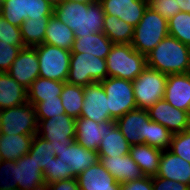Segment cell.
I'll use <instances>...</instances> for the list:
<instances>
[{"label":"cell","instance_id":"obj_19","mask_svg":"<svg viewBox=\"0 0 190 190\" xmlns=\"http://www.w3.org/2000/svg\"><path fill=\"white\" fill-rule=\"evenodd\" d=\"M99 162L120 184L145 177L130 153L117 157H99Z\"/></svg>","mask_w":190,"mask_h":190},{"label":"cell","instance_id":"obj_37","mask_svg":"<svg viewBox=\"0 0 190 190\" xmlns=\"http://www.w3.org/2000/svg\"><path fill=\"white\" fill-rule=\"evenodd\" d=\"M69 167L70 165L64 163L56 156L52 158L51 163L46 165L42 170L46 186L56 181L66 180L68 178H77Z\"/></svg>","mask_w":190,"mask_h":190},{"label":"cell","instance_id":"obj_44","mask_svg":"<svg viewBox=\"0 0 190 190\" xmlns=\"http://www.w3.org/2000/svg\"><path fill=\"white\" fill-rule=\"evenodd\" d=\"M153 190H190V186L158 176L152 177Z\"/></svg>","mask_w":190,"mask_h":190},{"label":"cell","instance_id":"obj_30","mask_svg":"<svg viewBox=\"0 0 190 190\" xmlns=\"http://www.w3.org/2000/svg\"><path fill=\"white\" fill-rule=\"evenodd\" d=\"M64 82L47 78H36L27 89V102L32 106L45 100L58 99L63 89Z\"/></svg>","mask_w":190,"mask_h":190},{"label":"cell","instance_id":"obj_9","mask_svg":"<svg viewBox=\"0 0 190 190\" xmlns=\"http://www.w3.org/2000/svg\"><path fill=\"white\" fill-rule=\"evenodd\" d=\"M108 98V112L117 120L127 112L136 109L132 81L117 77H107L100 82Z\"/></svg>","mask_w":190,"mask_h":190},{"label":"cell","instance_id":"obj_45","mask_svg":"<svg viewBox=\"0 0 190 190\" xmlns=\"http://www.w3.org/2000/svg\"><path fill=\"white\" fill-rule=\"evenodd\" d=\"M121 190H153L152 177L145 176L141 179L121 184Z\"/></svg>","mask_w":190,"mask_h":190},{"label":"cell","instance_id":"obj_49","mask_svg":"<svg viewBox=\"0 0 190 190\" xmlns=\"http://www.w3.org/2000/svg\"><path fill=\"white\" fill-rule=\"evenodd\" d=\"M47 2H49L50 4H52L54 7L56 6V4L60 1V0H45Z\"/></svg>","mask_w":190,"mask_h":190},{"label":"cell","instance_id":"obj_17","mask_svg":"<svg viewBox=\"0 0 190 190\" xmlns=\"http://www.w3.org/2000/svg\"><path fill=\"white\" fill-rule=\"evenodd\" d=\"M15 181L18 190H45L43 171L27 153L15 161Z\"/></svg>","mask_w":190,"mask_h":190},{"label":"cell","instance_id":"obj_8","mask_svg":"<svg viewBox=\"0 0 190 190\" xmlns=\"http://www.w3.org/2000/svg\"><path fill=\"white\" fill-rule=\"evenodd\" d=\"M167 74L147 67L132 81L137 108L148 109L164 98Z\"/></svg>","mask_w":190,"mask_h":190},{"label":"cell","instance_id":"obj_43","mask_svg":"<svg viewBox=\"0 0 190 190\" xmlns=\"http://www.w3.org/2000/svg\"><path fill=\"white\" fill-rule=\"evenodd\" d=\"M148 2L149 7L167 20L180 11V7L176 0H148Z\"/></svg>","mask_w":190,"mask_h":190},{"label":"cell","instance_id":"obj_42","mask_svg":"<svg viewBox=\"0 0 190 190\" xmlns=\"http://www.w3.org/2000/svg\"><path fill=\"white\" fill-rule=\"evenodd\" d=\"M25 46H13L0 40V72H7Z\"/></svg>","mask_w":190,"mask_h":190},{"label":"cell","instance_id":"obj_13","mask_svg":"<svg viewBox=\"0 0 190 190\" xmlns=\"http://www.w3.org/2000/svg\"><path fill=\"white\" fill-rule=\"evenodd\" d=\"M149 115L146 109H133L115 122L125 137L126 141L132 146L137 144H147V131Z\"/></svg>","mask_w":190,"mask_h":190},{"label":"cell","instance_id":"obj_5","mask_svg":"<svg viewBox=\"0 0 190 190\" xmlns=\"http://www.w3.org/2000/svg\"><path fill=\"white\" fill-rule=\"evenodd\" d=\"M107 77L106 59L89 53H71L66 82L85 87L95 82H101Z\"/></svg>","mask_w":190,"mask_h":190},{"label":"cell","instance_id":"obj_27","mask_svg":"<svg viewBox=\"0 0 190 190\" xmlns=\"http://www.w3.org/2000/svg\"><path fill=\"white\" fill-rule=\"evenodd\" d=\"M35 135H7L0 134L1 160L17 161L31 149Z\"/></svg>","mask_w":190,"mask_h":190},{"label":"cell","instance_id":"obj_22","mask_svg":"<svg viewBox=\"0 0 190 190\" xmlns=\"http://www.w3.org/2000/svg\"><path fill=\"white\" fill-rule=\"evenodd\" d=\"M56 157L70 165V170L78 176L80 173L99 162L97 151L89 150L74 141L68 148L55 152Z\"/></svg>","mask_w":190,"mask_h":190},{"label":"cell","instance_id":"obj_6","mask_svg":"<svg viewBox=\"0 0 190 190\" xmlns=\"http://www.w3.org/2000/svg\"><path fill=\"white\" fill-rule=\"evenodd\" d=\"M39 137L51 142L55 152L68 148L75 141L76 119L66 113L50 119H37Z\"/></svg>","mask_w":190,"mask_h":190},{"label":"cell","instance_id":"obj_18","mask_svg":"<svg viewBox=\"0 0 190 190\" xmlns=\"http://www.w3.org/2000/svg\"><path fill=\"white\" fill-rule=\"evenodd\" d=\"M164 99L190 114V72L167 75Z\"/></svg>","mask_w":190,"mask_h":190},{"label":"cell","instance_id":"obj_16","mask_svg":"<svg viewBox=\"0 0 190 190\" xmlns=\"http://www.w3.org/2000/svg\"><path fill=\"white\" fill-rule=\"evenodd\" d=\"M105 14L114 15L135 27L149 6L148 0H99Z\"/></svg>","mask_w":190,"mask_h":190},{"label":"cell","instance_id":"obj_15","mask_svg":"<svg viewBox=\"0 0 190 190\" xmlns=\"http://www.w3.org/2000/svg\"><path fill=\"white\" fill-rule=\"evenodd\" d=\"M7 73L28 89L33 81L39 77L37 50L33 47L21 49Z\"/></svg>","mask_w":190,"mask_h":190},{"label":"cell","instance_id":"obj_4","mask_svg":"<svg viewBox=\"0 0 190 190\" xmlns=\"http://www.w3.org/2000/svg\"><path fill=\"white\" fill-rule=\"evenodd\" d=\"M168 35V20L148 6L134 27L131 46L146 56Z\"/></svg>","mask_w":190,"mask_h":190},{"label":"cell","instance_id":"obj_3","mask_svg":"<svg viewBox=\"0 0 190 190\" xmlns=\"http://www.w3.org/2000/svg\"><path fill=\"white\" fill-rule=\"evenodd\" d=\"M108 77L135 80L147 68L146 56L131 44H114L106 57Z\"/></svg>","mask_w":190,"mask_h":190},{"label":"cell","instance_id":"obj_33","mask_svg":"<svg viewBox=\"0 0 190 190\" xmlns=\"http://www.w3.org/2000/svg\"><path fill=\"white\" fill-rule=\"evenodd\" d=\"M60 97L66 114L75 119L79 118L83 107L84 86L64 82Z\"/></svg>","mask_w":190,"mask_h":190},{"label":"cell","instance_id":"obj_35","mask_svg":"<svg viewBox=\"0 0 190 190\" xmlns=\"http://www.w3.org/2000/svg\"><path fill=\"white\" fill-rule=\"evenodd\" d=\"M28 154L42 170L46 165H49L52 158L56 156L54 148L51 147V142L44 140L38 135L34 136Z\"/></svg>","mask_w":190,"mask_h":190},{"label":"cell","instance_id":"obj_31","mask_svg":"<svg viewBox=\"0 0 190 190\" xmlns=\"http://www.w3.org/2000/svg\"><path fill=\"white\" fill-rule=\"evenodd\" d=\"M103 33L114 44H131L134 27L114 15L105 14Z\"/></svg>","mask_w":190,"mask_h":190},{"label":"cell","instance_id":"obj_29","mask_svg":"<svg viewBox=\"0 0 190 190\" xmlns=\"http://www.w3.org/2000/svg\"><path fill=\"white\" fill-rule=\"evenodd\" d=\"M74 32L53 13L47 23L44 43L71 51Z\"/></svg>","mask_w":190,"mask_h":190},{"label":"cell","instance_id":"obj_7","mask_svg":"<svg viewBox=\"0 0 190 190\" xmlns=\"http://www.w3.org/2000/svg\"><path fill=\"white\" fill-rule=\"evenodd\" d=\"M39 61V77L66 82L71 51L43 43L34 47Z\"/></svg>","mask_w":190,"mask_h":190},{"label":"cell","instance_id":"obj_11","mask_svg":"<svg viewBox=\"0 0 190 190\" xmlns=\"http://www.w3.org/2000/svg\"><path fill=\"white\" fill-rule=\"evenodd\" d=\"M54 6L45 0H3L0 15L12 25L20 27L28 18H50Z\"/></svg>","mask_w":190,"mask_h":190},{"label":"cell","instance_id":"obj_46","mask_svg":"<svg viewBox=\"0 0 190 190\" xmlns=\"http://www.w3.org/2000/svg\"><path fill=\"white\" fill-rule=\"evenodd\" d=\"M45 190H80V188L77 178H68L47 185Z\"/></svg>","mask_w":190,"mask_h":190},{"label":"cell","instance_id":"obj_38","mask_svg":"<svg viewBox=\"0 0 190 190\" xmlns=\"http://www.w3.org/2000/svg\"><path fill=\"white\" fill-rule=\"evenodd\" d=\"M169 150L190 163V129L173 134Z\"/></svg>","mask_w":190,"mask_h":190},{"label":"cell","instance_id":"obj_26","mask_svg":"<svg viewBox=\"0 0 190 190\" xmlns=\"http://www.w3.org/2000/svg\"><path fill=\"white\" fill-rule=\"evenodd\" d=\"M27 103V88L10 77L7 72H0V110Z\"/></svg>","mask_w":190,"mask_h":190},{"label":"cell","instance_id":"obj_48","mask_svg":"<svg viewBox=\"0 0 190 190\" xmlns=\"http://www.w3.org/2000/svg\"><path fill=\"white\" fill-rule=\"evenodd\" d=\"M60 1H69V2H80V3H93L96 2L98 0H60Z\"/></svg>","mask_w":190,"mask_h":190},{"label":"cell","instance_id":"obj_36","mask_svg":"<svg viewBox=\"0 0 190 190\" xmlns=\"http://www.w3.org/2000/svg\"><path fill=\"white\" fill-rule=\"evenodd\" d=\"M173 134L163 125L148 120L147 144L160 150H167L170 147Z\"/></svg>","mask_w":190,"mask_h":190},{"label":"cell","instance_id":"obj_25","mask_svg":"<svg viewBox=\"0 0 190 190\" xmlns=\"http://www.w3.org/2000/svg\"><path fill=\"white\" fill-rule=\"evenodd\" d=\"M75 141L86 149L98 151L102 135L104 133V123H98L89 118L79 117L76 119Z\"/></svg>","mask_w":190,"mask_h":190},{"label":"cell","instance_id":"obj_2","mask_svg":"<svg viewBox=\"0 0 190 190\" xmlns=\"http://www.w3.org/2000/svg\"><path fill=\"white\" fill-rule=\"evenodd\" d=\"M147 67L164 74L190 72V46L168 35L149 54Z\"/></svg>","mask_w":190,"mask_h":190},{"label":"cell","instance_id":"obj_39","mask_svg":"<svg viewBox=\"0 0 190 190\" xmlns=\"http://www.w3.org/2000/svg\"><path fill=\"white\" fill-rule=\"evenodd\" d=\"M37 119H50L66 113L62 105L61 97L58 99L45 100L33 105Z\"/></svg>","mask_w":190,"mask_h":190},{"label":"cell","instance_id":"obj_12","mask_svg":"<svg viewBox=\"0 0 190 190\" xmlns=\"http://www.w3.org/2000/svg\"><path fill=\"white\" fill-rule=\"evenodd\" d=\"M149 118L166 127L172 134L190 129V114L177 109L164 98L147 109Z\"/></svg>","mask_w":190,"mask_h":190},{"label":"cell","instance_id":"obj_21","mask_svg":"<svg viewBox=\"0 0 190 190\" xmlns=\"http://www.w3.org/2000/svg\"><path fill=\"white\" fill-rule=\"evenodd\" d=\"M130 147L115 120L104 122V133L97 151L99 157L123 156L130 153Z\"/></svg>","mask_w":190,"mask_h":190},{"label":"cell","instance_id":"obj_1","mask_svg":"<svg viewBox=\"0 0 190 190\" xmlns=\"http://www.w3.org/2000/svg\"><path fill=\"white\" fill-rule=\"evenodd\" d=\"M54 14L74 32L75 38L103 32L105 13L99 0L89 4L59 1Z\"/></svg>","mask_w":190,"mask_h":190},{"label":"cell","instance_id":"obj_32","mask_svg":"<svg viewBox=\"0 0 190 190\" xmlns=\"http://www.w3.org/2000/svg\"><path fill=\"white\" fill-rule=\"evenodd\" d=\"M49 18H28L20 26L25 47H36L44 43Z\"/></svg>","mask_w":190,"mask_h":190},{"label":"cell","instance_id":"obj_47","mask_svg":"<svg viewBox=\"0 0 190 190\" xmlns=\"http://www.w3.org/2000/svg\"><path fill=\"white\" fill-rule=\"evenodd\" d=\"M178 6L180 7V11H185L190 13V0H176Z\"/></svg>","mask_w":190,"mask_h":190},{"label":"cell","instance_id":"obj_10","mask_svg":"<svg viewBox=\"0 0 190 190\" xmlns=\"http://www.w3.org/2000/svg\"><path fill=\"white\" fill-rule=\"evenodd\" d=\"M37 130V115L30 103L0 110V134L36 135Z\"/></svg>","mask_w":190,"mask_h":190},{"label":"cell","instance_id":"obj_23","mask_svg":"<svg viewBox=\"0 0 190 190\" xmlns=\"http://www.w3.org/2000/svg\"><path fill=\"white\" fill-rule=\"evenodd\" d=\"M156 176L190 186V163L169 149L163 150Z\"/></svg>","mask_w":190,"mask_h":190},{"label":"cell","instance_id":"obj_20","mask_svg":"<svg viewBox=\"0 0 190 190\" xmlns=\"http://www.w3.org/2000/svg\"><path fill=\"white\" fill-rule=\"evenodd\" d=\"M80 190H121V184L100 162L77 176Z\"/></svg>","mask_w":190,"mask_h":190},{"label":"cell","instance_id":"obj_34","mask_svg":"<svg viewBox=\"0 0 190 190\" xmlns=\"http://www.w3.org/2000/svg\"><path fill=\"white\" fill-rule=\"evenodd\" d=\"M168 33L183 44L190 46V13L179 11L168 20Z\"/></svg>","mask_w":190,"mask_h":190},{"label":"cell","instance_id":"obj_14","mask_svg":"<svg viewBox=\"0 0 190 190\" xmlns=\"http://www.w3.org/2000/svg\"><path fill=\"white\" fill-rule=\"evenodd\" d=\"M80 117L104 123L113 120L108 112V98L100 82L84 87V100Z\"/></svg>","mask_w":190,"mask_h":190},{"label":"cell","instance_id":"obj_24","mask_svg":"<svg viewBox=\"0 0 190 190\" xmlns=\"http://www.w3.org/2000/svg\"><path fill=\"white\" fill-rule=\"evenodd\" d=\"M114 43L103 33H91L89 36L76 37L71 53H89L106 59Z\"/></svg>","mask_w":190,"mask_h":190},{"label":"cell","instance_id":"obj_40","mask_svg":"<svg viewBox=\"0 0 190 190\" xmlns=\"http://www.w3.org/2000/svg\"><path fill=\"white\" fill-rule=\"evenodd\" d=\"M0 40L13 46H25L20 27L12 25L0 15Z\"/></svg>","mask_w":190,"mask_h":190},{"label":"cell","instance_id":"obj_28","mask_svg":"<svg viewBox=\"0 0 190 190\" xmlns=\"http://www.w3.org/2000/svg\"><path fill=\"white\" fill-rule=\"evenodd\" d=\"M162 150L148 144H137L130 147V155L143 171L145 176L157 175Z\"/></svg>","mask_w":190,"mask_h":190},{"label":"cell","instance_id":"obj_41","mask_svg":"<svg viewBox=\"0 0 190 190\" xmlns=\"http://www.w3.org/2000/svg\"><path fill=\"white\" fill-rule=\"evenodd\" d=\"M0 190H18L15 181V161L2 160L0 162Z\"/></svg>","mask_w":190,"mask_h":190}]
</instances>
